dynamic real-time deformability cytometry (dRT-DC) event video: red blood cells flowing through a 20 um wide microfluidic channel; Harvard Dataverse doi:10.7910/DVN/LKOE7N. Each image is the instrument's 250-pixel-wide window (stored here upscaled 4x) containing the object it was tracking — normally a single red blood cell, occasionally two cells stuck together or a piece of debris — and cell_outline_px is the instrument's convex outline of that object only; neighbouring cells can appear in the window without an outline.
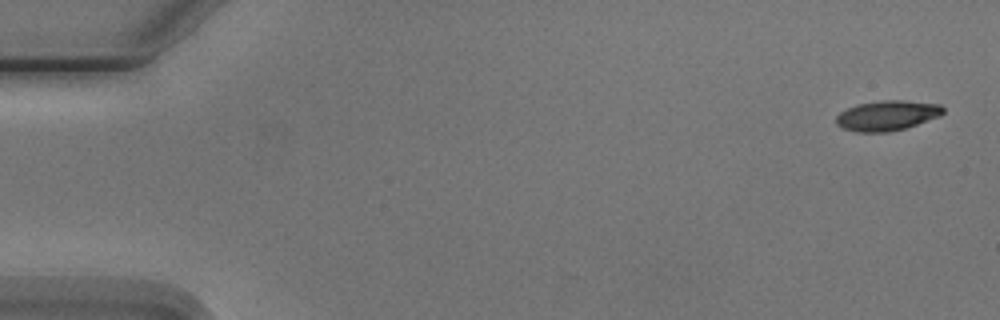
{"species": "Egyptian fruit bat (a non-hibernating species)", "species_latin": "Rousettus aegyptiacus", "temperature_condition": "cold", "stored_images_in_passage": 3, "camera_frame_rate_fps": 3000, "um_per_image_px": 0.085, "animal": {"sex": "male"}, "frame": {"image": 1, "passage_image": 1, "time_ms": 0.0, "image_size_px": [1000, 320], "cell_outline_px": [[944, 112], [940, 116], [904, 128], [888, 132], [856, 132], [844, 128], [836, 124], [836, 116], [840, 112], [856, 104], [880, 100], [904, 100], [940, 104], [944, 108]], "centroid_in_image_um": [75.4, 9.81], "position_along_channel_um": 9.6, "area_um2": 18.73}}